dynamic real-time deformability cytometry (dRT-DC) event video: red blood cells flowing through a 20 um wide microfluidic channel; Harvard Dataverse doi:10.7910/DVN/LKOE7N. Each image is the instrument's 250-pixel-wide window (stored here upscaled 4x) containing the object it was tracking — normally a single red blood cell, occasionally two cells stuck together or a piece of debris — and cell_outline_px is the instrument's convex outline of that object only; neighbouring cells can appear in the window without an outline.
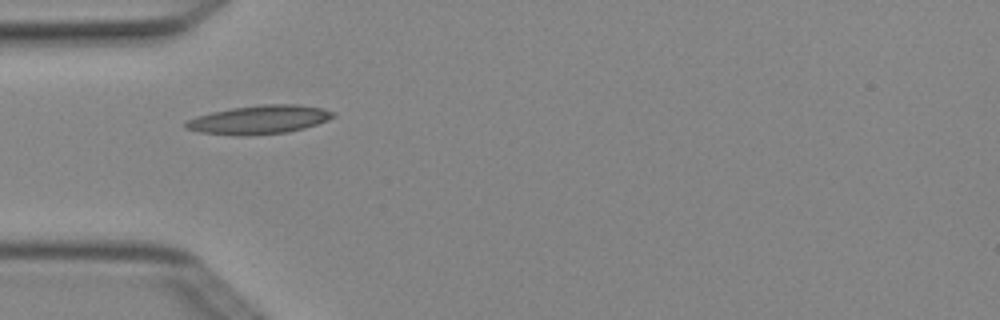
{"species": "Egyptian fruit bat (a non-hibernating species)", "species_latin": "Rousettus aegyptiacus", "temperature_condition": "cold", "stored_images_in_passage": 7, "camera_frame_rate_fps": 3000, "um_per_image_px": 0.085, "animal": {"sex": "female"}, "frame": {"image": 1, "passage_image": 4, "time_ms": 1.0, "image_size_px": [1000, 320], "cell_outline_px": [[336, 116], [328, 120], [304, 128], [288, 132], [240, 136], [232, 136], [200, 132], [184, 128], [184, 124], [188, 120], [196, 116], [212, 112], [232, 108], [264, 104], [300, 104], [324, 108], [336, 112]], "centroid_in_image_um": [22.06, 10.17], "position_along_channel_um": 62.9, "area_um2": 24.8}}
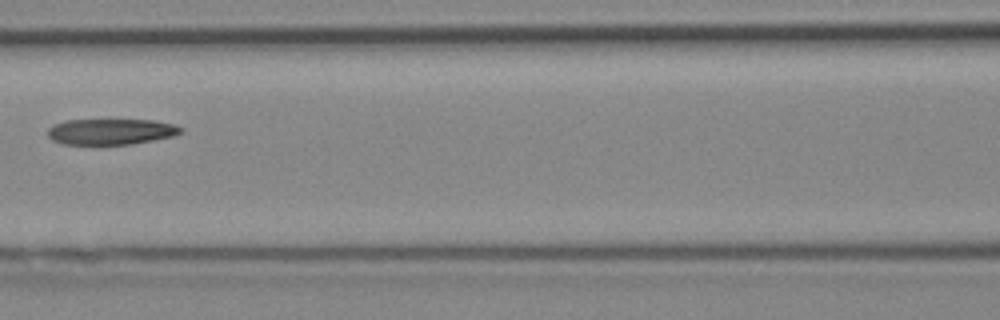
{"frame": {"image": 2, "passage_image": 6, "time_ms": 1.667, "image_size_px": [1000, 320], "cell_outline_px": [[184, 128], [180, 132], [172, 136], [132, 144], [100, 148], [60, 144], [52, 140], [48, 136], [48, 128], [52, 124], [68, 120], [152, 120], [176, 124]], "centroid_in_image_um": [9.35, 11.24], "position_along_channel_um": 157.3, "area_um2": 21.1}}
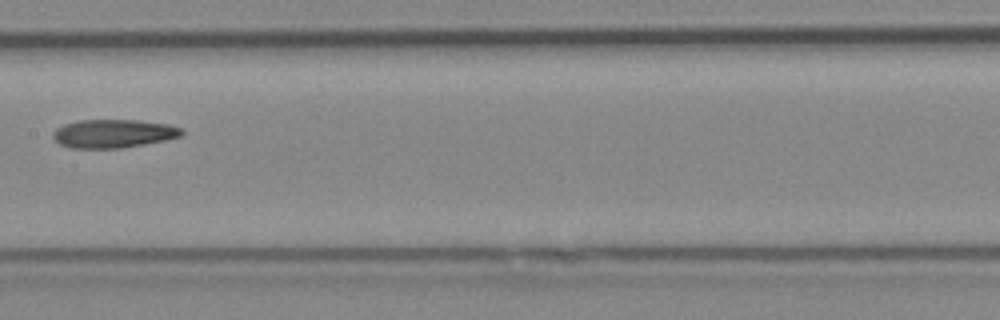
{"frame": {"image": 3, "passage_image": 7, "time_ms": 2.0, "image_size_px": [1000, 320], "cell_outline_px": [[184, 132], [180, 136], [164, 140], [144, 144], [120, 148], [72, 148], [60, 144], [52, 136], [52, 132], [56, 128], [64, 124], [76, 120], [140, 120], [168, 124], [180, 128]], "centroid_in_image_um": [9.61, 11.34], "position_along_channel_um": 197.8, "area_um2": 21.27}}